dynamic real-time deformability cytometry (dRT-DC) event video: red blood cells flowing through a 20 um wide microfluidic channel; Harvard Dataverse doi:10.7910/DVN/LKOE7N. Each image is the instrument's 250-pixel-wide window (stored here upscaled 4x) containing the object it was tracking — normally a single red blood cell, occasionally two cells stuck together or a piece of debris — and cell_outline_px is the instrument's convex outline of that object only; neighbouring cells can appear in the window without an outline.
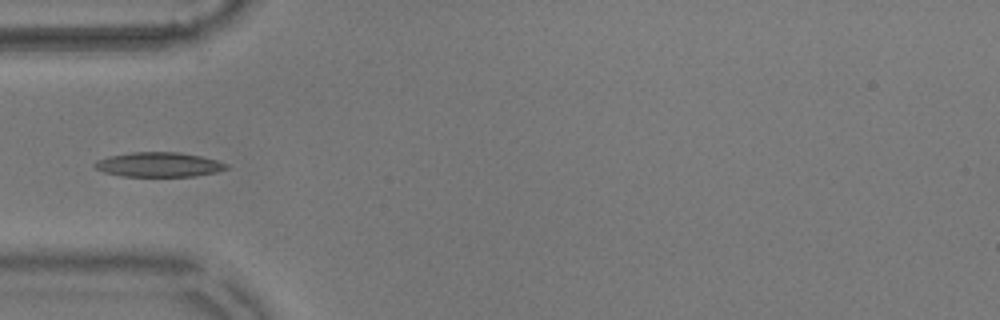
{"species": "common noctule bat (a hibernating species)", "species_latin": "Nyctalus noctula", "temperature_condition": "warm", "stored_images_in_passage": 39, "camera_frame_rate_fps": 3000, "um_per_image_px": 0.085, "animal": {"sex": "male", "body_mass_g": 17.9}, "frame": {"image": 1, "passage_image": 1, "time_ms": 0.0, "image_size_px": [1000, 320], "cell_outline_px": [[228, 168], [216, 172], [196, 176], [124, 176], [104, 172], [96, 168], [92, 164], [96, 160], [108, 156], [132, 152], [180, 152], [200, 156], [216, 160], [228, 164]], "centroid_in_image_um": [13.49, 13.98], "position_along_channel_um": 71.5, "area_um2": 18.84}}
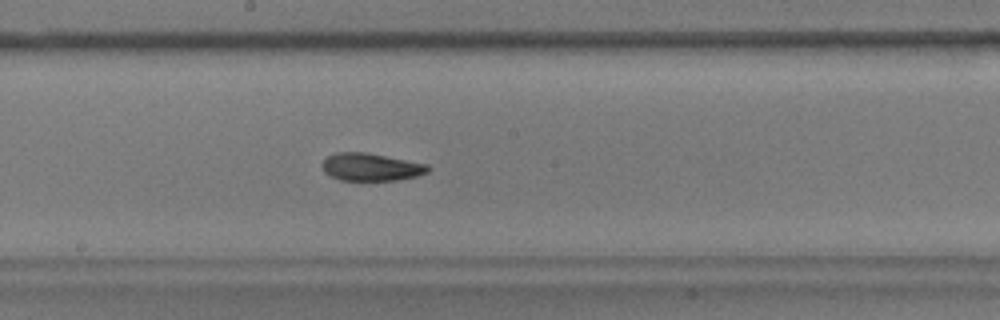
{"frame": {"image": 2, "passage_image": 13, "time_ms": 4.0, "image_size_px": [1000, 320], "cell_outline_px": [[432, 168], [428, 172], [416, 176], [396, 180], [340, 180], [324, 172], [320, 164], [328, 156], [336, 152], [364, 152], [428, 164]], "centroid_in_image_um": [31.53, 14.19], "position_along_channel_um": 216.7, "area_um2": 16.99}}
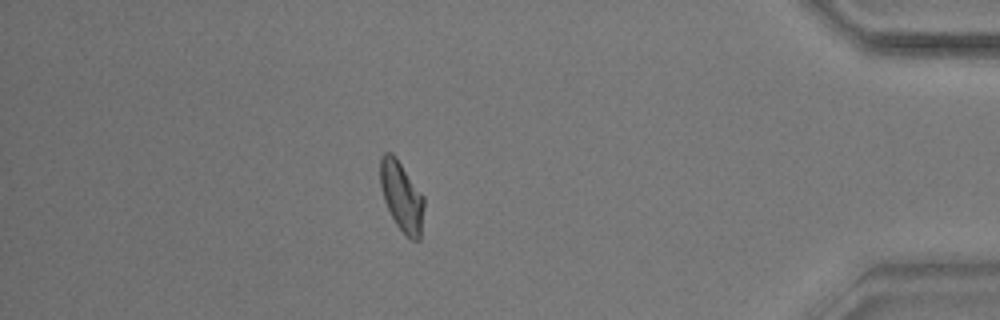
{"frame": {"image": 3, "passage_image": 32, "time_ms": 10.333, "image_size_px": [1000, 320], "cell_outline_px": [[424, 208], [420, 240], [412, 240], [404, 236], [396, 224], [384, 200], [380, 188], [380, 160], [384, 152], [392, 152], [396, 156], [424, 196]], "centroid_in_image_um": [34.14, 16.7], "position_along_channel_um": 401.1, "area_um2": 18.03}}